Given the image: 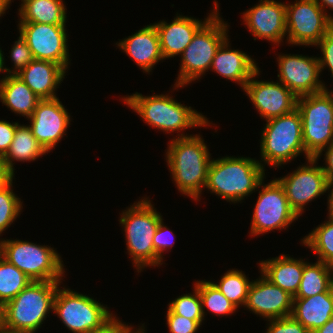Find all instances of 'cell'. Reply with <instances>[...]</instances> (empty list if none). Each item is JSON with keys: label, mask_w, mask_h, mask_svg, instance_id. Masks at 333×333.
<instances>
[{"label": "cell", "mask_w": 333, "mask_h": 333, "mask_svg": "<svg viewBox=\"0 0 333 333\" xmlns=\"http://www.w3.org/2000/svg\"><path fill=\"white\" fill-rule=\"evenodd\" d=\"M167 146L166 164L174 185L184 196L200 201L212 159L202 135L174 137Z\"/></svg>", "instance_id": "cell-1"}, {"label": "cell", "mask_w": 333, "mask_h": 333, "mask_svg": "<svg viewBox=\"0 0 333 333\" xmlns=\"http://www.w3.org/2000/svg\"><path fill=\"white\" fill-rule=\"evenodd\" d=\"M121 98L124 104L137 113L148 126L165 134L177 131L176 138L193 135L183 133L184 130L213 125V121L210 122L203 113L192 106L181 104L169 93L143 96L136 92Z\"/></svg>", "instance_id": "cell-2"}, {"label": "cell", "mask_w": 333, "mask_h": 333, "mask_svg": "<svg viewBox=\"0 0 333 333\" xmlns=\"http://www.w3.org/2000/svg\"><path fill=\"white\" fill-rule=\"evenodd\" d=\"M265 169L256 158L225 156L211 159L205 188L230 203H242L256 192Z\"/></svg>", "instance_id": "cell-3"}, {"label": "cell", "mask_w": 333, "mask_h": 333, "mask_svg": "<svg viewBox=\"0 0 333 333\" xmlns=\"http://www.w3.org/2000/svg\"><path fill=\"white\" fill-rule=\"evenodd\" d=\"M62 281H32L3 305L4 333H36L53 312L54 298Z\"/></svg>", "instance_id": "cell-4"}, {"label": "cell", "mask_w": 333, "mask_h": 333, "mask_svg": "<svg viewBox=\"0 0 333 333\" xmlns=\"http://www.w3.org/2000/svg\"><path fill=\"white\" fill-rule=\"evenodd\" d=\"M151 201L149 197H142L120 214L119 223L125 232L126 250L138 273L146 267L156 268L153 237L163 217Z\"/></svg>", "instance_id": "cell-5"}, {"label": "cell", "mask_w": 333, "mask_h": 333, "mask_svg": "<svg viewBox=\"0 0 333 333\" xmlns=\"http://www.w3.org/2000/svg\"><path fill=\"white\" fill-rule=\"evenodd\" d=\"M226 23L219 9L197 30L191 43L180 56V68L172 90L182 89L198 81L210 71L213 58L221 44L229 37Z\"/></svg>", "instance_id": "cell-6"}, {"label": "cell", "mask_w": 333, "mask_h": 333, "mask_svg": "<svg viewBox=\"0 0 333 333\" xmlns=\"http://www.w3.org/2000/svg\"><path fill=\"white\" fill-rule=\"evenodd\" d=\"M303 153L306 159L311 158L304 147L302 120L297 108L266 121L260 139L261 159L258 160L264 169L265 165L274 169L282 167Z\"/></svg>", "instance_id": "cell-7"}, {"label": "cell", "mask_w": 333, "mask_h": 333, "mask_svg": "<svg viewBox=\"0 0 333 333\" xmlns=\"http://www.w3.org/2000/svg\"><path fill=\"white\" fill-rule=\"evenodd\" d=\"M2 257L33 281H64L65 266L54 247L0 238Z\"/></svg>", "instance_id": "cell-8"}, {"label": "cell", "mask_w": 333, "mask_h": 333, "mask_svg": "<svg viewBox=\"0 0 333 333\" xmlns=\"http://www.w3.org/2000/svg\"><path fill=\"white\" fill-rule=\"evenodd\" d=\"M59 285L53 312L72 333H93L102 329L115 316L107 305L93 297ZM114 314V315H113Z\"/></svg>", "instance_id": "cell-9"}, {"label": "cell", "mask_w": 333, "mask_h": 333, "mask_svg": "<svg viewBox=\"0 0 333 333\" xmlns=\"http://www.w3.org/2000/svg\"><path fill=\"white\" fill-rule=\"evenodd\" d=\"M297 109L302 120V137L306 153L315 158L333 143V91L297 98Z\"/></svg>", "instance_id": "cell-10"}, {"label": "cell", "mask_w": 333, "mask_h": 333, "mask_svg": "<svg viewBox=\"0 0 333 333\" xmlns=\"http://www.w3.org/2000/svg\"><path fill=\"white\" fill-rule=\"evenodd\" d=\"M261 188V189H260ZM259 195L254 205L249 236L264 235L274 230H286L299 216L290 207L283 187L273 178L258 185Z\"/></svg>", "instance_id": "cell-11"}, {"label": "cell", "mask_w": 333, "mask_h": 333, "mask_svg": "<svg viewBox=\"0 0 333 333\" xmlns=\"http://www.w3.org/2000/svg\"><path fill=\"white\" fill-rule=\"evenodd\" d=\"M286 42L292 46H316L333 22L315 0L286 3Z\"/></svg>", "instance_id": "cell-12"}, {"label": "cell", "mask_w": 333, "mask_h": 333, "mask_svg": "<svg viewBox=\"0 0 333 333\" xmlns=\"http://www.w3.org/2000/svg\"><path fill=\"white\" fill-rule=\"evenodd\" d=\"M306 162L292 173L275 178L283 187L290 207L299 217L302 216L304 207L309 202L327 192L329 183L316 158L311 157L306 159Z\"/></svg>", "instance_id": "cell-13"}, {"label": "cell", "mask_w": 333, "mask_h": 333, "mask_svg": "<svg viewBox=\"0 0 333 333\" xmlns=\"http://www.w3.org/2000/svg\"><path fill=\"white\" fill-rule=\"evenodd\" d=\"M17 28L34 59L57 63L69 70L71 60L66 25L18 23Z\"/></svg>", "instance_id": "cell-14"}, {"label": "cell", "mask_w": 333, "mask_h": 333, "mask_svg": "<svg viewBox=\"0 0 333 333\" xmlns=\"http://www.w3.org/2000/svg\"><path fill=\"white\" fill-rule=\"evenodd\" d=\"M278 79L297 97L315 94L328 89L320 80L317 56L302 54H277Z\"/></svg>", "instance_id": "cell-15"}, {"label": "cell", "mask_w": 333, "mask_h": 333, "mask_svg": "<svg viewBox=\"0 0 333 333\" xmlns=\"http://www.w3.org/2000/svg\"><path fill=\"white\" fill-rule=\"evenodd\" d=\"M69 112L59 97L40 99L33 114L27 119L32 134L43 149L50 153L67 134L71 125Z\"/></svg>", "instance_id": "cell-16"}, {"label": "cell", "mask_w": 333, "mask_h": 333, "mask_svg": "<svg viewBox=\"0 0 333 333\" xmlns=\"http://www.w3.org/2000/svg\"><path fill=\"white\" fill-rule=\"evenodd\" d=\"M260 72L259 68L243 89L260 117L267 121L296 109L298 97L278 79L277 82L254 79H259Z\"/></svg>", "instance_id": "cell-17"}, {"label": "cell", "mask_w": 333, "mask_h": 333, "mask_svg": "<svg viewBox=\"0 0 333 333\" xmlns=\"http://www.w3.org/2000/svg\"><path fill=\"white\" fill-rule=\"evenodd\" d=\"M258 2L260 3L242 13L243 24L254 36V40H267L279 47L287 36L286 3L275 0Z\"/></svg>", "instance_id": "cell-18"}, {"label": "cell", "mask_w": 333, "mask_h": 333, "mask_svg": "<svg viewBox=\"0 0 333 333\" xmlns=\"http://www.w3.org/2000/svg\"><path fill=\"white\" fill-rule=\"evenodd\" d=\"M292 305L293 296L261 274L252 280L244 307L263 320H269L291 316Z\"/></svg>", "instance_id": "cell-19"}, {"label": "cell", "mask_w": 333, "mask_h": 333, "mask_svg": "<svg viewBox=\"0 0 333 333\" xmlns=\"http://www.w3.org/2000/svg\"><path fill=\"white\" fill-rule=\"evenodd\" d=\"M214 5L212 6L214 9L209 15L204 18L205 20H199L193 17L184 16L176 14L174 16V20L172 22L167 21H159L153 23L157 29L161 52L164 60L169 58H174L179 55L180 57L186 47L191 43L194 34L197 30L218 10L219 3L214 0Z\"/></svg>", "instance_id": "cell-20"}, {"label": "cell", "mask_w": 333, "mask_h": 333, "mask_svg": "<svg viewBox=\"0 0 333 333\" xmlns=\"http://www.w3.org/2000/svg\"><path fill=\"white\" fill-rule=\"evenodd\" d=\"M115 45L128 55L144 73L153 72L154 66L163 61L159 35L154 24H149Z\"/></svg>", "instance_id": "cell-21"}, {"label": "cell", "mask_w": 333, "mask_h": 333, "mask_svg": "<svg viewBox=\"0 0 333 333\" xmlns=\"http://www.w3.org/2000/svg\"><path fill=\"white\" fill-rule=\"evenodd\" d=\"M227 38L218 48L210 70L220 77L240 85L243 90L251 76L259 69L254 58L239 49H231Z\"/></svg>", "instance_id": "cell-22"}, {"label": "cell", "mask_w": 333, "mask_h": 333, "mask_svg": "<svg viewBox=\"0 0 333 333\" xmlns=\"http://www.w3.org/2000/svg\"><path fill=\"white\" fill-rule=\"evenodd\" d=\"M66 70L59 64L34 59L17 76L39 99L58 97L56 92L66 76Z\"/></svg>", "instance_id": "cell-23"}, {"label": "cell", "mask_w": 333, "mask_h": 333, "mask_svg": "<svg viewBox=\"0 0 333 333\" xmlns=\"http://www.w3.org/2000/svg\"><path fill=\"white\" fill-rule=\"evenodd\" d=\"M306 263L303 258L296 259L289 254H281L275 258L259 261L258 267L260 274L294 297L298 292Z\"/></svg>", "instance_id": "cell-24"}, {"label": "cell", "mask_w": 333, "mask_h": 333, "mask_svg": "<svg viewBox=\"0 0 333 333\" xmlns=\"http://www.w3.org/2000/svg\"><path fill=\"white\" fill-rule=\"evenodd\" d=\"M291 316L310 333L321 328L333 317V287L308 298H293Z\"/></svg>", "instance_id": "cell-25"}, {"label": "cell", "mask_w": 333, "mask_h": 333, "mask_svg": "<svg viewBox=\"0 0 333 333\" xmlns=\"http://www.w3.org/2000/svg\"><path fill=\"white\" fill-rule=\"evenodd\" d=\"M39 100L17 75H3L0 79V101L14 114L28 119Z\"/></svg>", "instance_id": "cell-26"}, {"label": "cell", "mask_w": 333, "mask_h": 333, "mask_svg": "<svg viewBox=\"0 0 333 333\" xmlns=\"http://www.w3.org/2000/svg\"><path fill=\"white\" fill-rule=\"evenodd\" d=\"M48 153L38 143L30 127L19 123L7 153L1 158L7 170L15 176V162H33ZM15 161V162H14Z\"/></svg>", "instance_id": "cell-27"}, {"label": "cell", "mask_w": 333, "mask_h": 333, "mask_svg": "<svg viewBox=\"0 0 333 333\" xmlns=\"http://www.w3.org/2000/svg\"><path fill=\"white\" fill-rule=\"evenodd\" d=\"M19 6V23H67V8L63 0H26Z\"/></svg>", "instance_id": "cell-28"}, {"label": "cell", "mask_w": 333, "mask_h": 333, "mask_svg": "<svg viewBox=\"0 0 333 333\" xmlns=\"http://www.w3.org/2000/svg\"><path fill=\"white\" fill-rule=\"evenodd\" d=\"M315 262L304 265L300 286L293 298H308L333 287V266L318 260Z\"/></svg>", "instance_id": "cell-29"}, {"label": "cell", "mask_w": 333, "mask_h": 333, "mask_svg": "<svg viewBox=\"0 0 333 333\" xmlns=\"http://www.w3.org/2000/svg\"><path fill=\"white\" fill-rule=\"evenodd\" d=\"M313 228L301 239L302 246L309 248L317 255V260L333 266V219Z\"/></svg>", "instance_id": "cell-30"}, {"label": "cell", "mask_w": 333, "mask_h": 333, "mask_svg": "<svg viewBox=\"0 0 333 333\" xmlns=\"http://www.w3.org/2000/svg\"><path fill=\"white\" fill-rule=\"evenodd\" d=\"M219 291L238 309L244 307L249 287L252 283L242 270L232 268L225 272L217 282L211 281Z\"/></svg>", "instance_id": "cell-31"}, {"label": "cell", "mask_w": 333, "mask_h": 333, "mask_svg": "<svg viewBox=\"0 0 333 333\" xmlns=\"http://www.w3.org/2000/svg\"><path fill=\"white\" fill-rule=\"evenodd\" d=\"M194 286L200 293L204 318L207 316L205 310L218 317L231 316L238 311V308L210 280H196Z\"/></svg>", "instance_id": "cell-32"}, {"label": "cell", "mask_w": 333, "mask_h": 333, "mask_svg": "<svg viewBox=\"0 0 333 333\" xmlns=\"http://www.w3.org/2000/svg\"><path fill=\"white\" fill-rule=\"evenodd\" d=\"M33 280L10 264L5 258L0 259V303L4 305L16 297Z\"/></svg>", "instance_id": "cell-33"}, {"label": "cell", "mask_w": 333, "mask_h": 333, "mask_svg": "<svg viewBox=\"0 0 333 333\" xmlns=\"http://www.w3.org/2000/svg\"><path fill=\"white\" fill-rule=\"evenodd\" d=\"M14 179L15 176L0 188V236L21 215L23 209L21 198L12 189Z\"/></svg>", "instance_id": "cell-34"}, {"label": "cell", "mask_w": 333, "mask_h": 333, "mask_svg": "<svg viewBox=\"0 0 333 333\" xmlns=\"http://www.w3.org/2000/svg\"><path fill=\"white\" fill-rule=\"evenodd\" d=\"M192 293L183 294L168 303V308L177 315L197 321L201 326L204 315L199 290L193 286Z\"/></svg>", "instance_id": "cell-35"}, {"label": "cell", "mask_w": 333, "mask_h": 333, "mask_svg": "<svg viewBox=\"0 0 333 333\" xmlns=\"http://www.w3.org/2000/svg\"><path fill=\"white\" fill-rule=\"evenodd\" d=\"M17 39L18 40L14 42V45H12V48L9 51V58L11 62H13L12 64H14L11 69L5 66L4 52L2 51V48H0L2 72L7 73L3 75H17L34 60L33 54L28 47L26 40L20 35V33Z\"/></svg>", "instance_id": "cell-36"}, {"label": "cell", "mask_w": 333, "mask_h": 333, "mask_svg": "<svg viewBox=\"0 0 333 333\" xmlns=\"http://www.w3.org/2000/svg\"><path fill=\"white\" fill-rule=\"evenodd\" d=\"M164 219H162L159 222V225L155 231L154 237H153V246L154 251L156 252V266L159 267L162 265L165 261L163 254L164 252H168L170 248L173 247L175 238L173 235V231L170 230L163 222ZM171 234V235H170Z\"/></svg>", "instance_id": "cell-37"}, {"label": "cell", "mask_w": 333, "mask_h": 333, "mask_svg": "<svg viewBox=\"0 0 333 333\" xmlns=\"http://www.w3.org/2000/svg\"><path fill=\"white\" fill-rule=\"evenodd\" d=\"M166 322L170 333H196L201 327L197 321L174 314L169 308L166 312Z\"/></svg>", "instance_id": "cell-38"}, {"label": "cell", "mask_w": 333, "mask_h": 333, "mask_svg": "<svg viewBox=\"0 0 333 333\" xmlns=\"http://www.w3.org/2000/svg\"><path fill=\"white\" fill-rule=\"evenodd\" d=\"M269 322L265 333H310L299 321L292 316L279 319L265 320Z\"/></svg>", "instance_id": "cell-39"}, {"label": "cell", "mask_w": 333, "mask_h": 333, "mask_svg": "<svg viewBox=\"0 0 333 333\" xmlns=\"http://www.w3.org/2000/svg\"><path fill=\"white\" fill-rule=\"evenodd\" d=\"M315 47L319 48L320 52H322L321 57H318L321 73L327 67L328 71L330 70L331 72V77H333V27Z\"/></svg>", "instance_id": "cell-40"}, {"label": "cell", "mask_w": 333, "mask_h": 333, "mask_svg": "<svg viewBox=\"0 0 333 333\" xmlns=\"http://www.w3.org/2000/svg\"><path fill=\"white\" fill-rule=\"evenodd\" d=\"M19 122L0 120V158L8 151Z\"/></svg>", "instance_id": "cell-41"}, {"label": "cell", "mask_w": 333, "mask_h": 333, "mask_svg": "<svg viewBox=\"0 0 333 333\" xmlns=\"http://www.w3.org/2000/svg\"><path fill=\"white\" fill-rule=\"evenodd\" d=\"M143 323L141 326L135 327L122 322L118 317H114L109 321L102 329H99L93 333H140L145 327Z\"/></svg>", "instance_id": "cell-42"}, {"label": "cell", "mask_w": 333, "mask_h": 333, "mask_svg": "<svg viewBox=\"0 0 333 333\" xmlns=\"http://www.w3.org/2000/svg\"><path fill=\"white\" fill-rule=\"evenodd\" d=\"M325 153H324V152ZM324 153V154H323ZM324 155L323 158L325 161V166L323 164L322 169L327 176L328 181H333V143L329 145L327 148H324L315 158L319 161L321 156Z\"/></svg>", "instance_id": "cell-43"}, {"label": "cell", "mask_w": 333, "mask_h": 333, "mask_svg": "<svg viewBox=\"0 0 333 333\" xmlns=\"http://www.w3.org/2000/svg\"><path fill=\"white\" fill-rule=\"evenodd\" d=\"M12 177L13 175L7 170L5 164L0 158V188L4 186Z\"/></svg>", "instance_id": "cell-44"}, {"label": "cell", "mask_w": 333, "mask_h": 333, "mask_svg": "<svg viewBox=\"0 0 333 333\" xmlns=\"http://www.w3.org/2000/svg\"><path fill=\"white\" fill-rule=\"evenodd\" d=\"M328 192V201H327V210H328V216L327 217H329V218H332L333 219V181H330L329 183H328V190H327ZM330 192V193H329Z\"/></svg>", "instance_id": "cell-45"}, {"label": "cell", "mask_w": 333, "mask_h": 333, "mask_svg": "<svg viewBox=\"0 0 333 333\" xmlns=\"http://www.w3.org/2000/svg\"><path fill=\"white\" fill-rule=\"evenodd\" d=\"M316 3L326 12L329 19L333 22V16L328 12L327 9L333 10V0H315Z\"/></svg>", "instance_id": "cell-46"}, {"label": "cell", "mask_w": 333, "mask_h": 333, "mask_svg": "<svg viewBox=\"0 0 333 333\" xmlns=\"http://www.w3.org/2000/svg\"><path fill=\"white\" fill-rule=\"evenodd\" d=\"M312 333H333V317Z\"/></svg>", "instance_id": "cell-47"}, {"label": "cell", "mask_w": 333, "mask_h": 333, "mask_svg": "<svg viewBox=\"0 0 333 333\" xmlns=\"http://www.w3.org/2000/svg\"><path fill=\"white\" fill-rule=\"evenodd\" d=\"M9 8L10 6L8 0H0V17H3V15L6 13V10Z\"/></svg>", "instance_id": "cell-48"}, {"label": "cell", "mask_w": 333, "mask_h": 333, "mask_svg": "<svg viewBox=\"0 0 333 333\" xmlns=\"http://www.w3.org/2000/svg\"><path fill=\"white\" fill-rule=\"evenodd\" d=\"M0 333H4L3 328V305L0 303Z\"/></svg>", "instance_id": "cell-49"}, {"label": "cell", "mask_w": 333, "mask_h": 333, "mask_svg": "<svg viewBox=\"0 0 333 333\" xmlns=\"http://www.w3.org/2000/svg\"><path fill=\"white\" fill-rule=\"evenodd\" d=\"M26 0H21V4L23 3V2H25ZM8 2H9V6L11 5V2H13V0H8Z\"/></svg>", "instance_id": "cell-50"}, {"label": "cell", "mask_w": 333, "mask_h": 333, "mask_svg": "<svg viewBox=\"0 0 333 333\" xmlns=\"http://www.w3.org/2000/svg\"><path fill=\"white\" fill-rule=\"evenodd\" d=\"M0 73H2V68H1V52H0Z\"/></svg>", "instance_id": "cell-51"}, {"label": "cell", "mask_w": 333, "mask_h": 333, "mask_svg": "<svg viewBox=\"0 0 333 333\" xmlns=\"http://www.w3.org/2000/svg\"><path fill=\"white\" fill-rule=\"evenodd\" d=\"M2 257V247H1V244H0V259Z\"/></svg>", "instance_id": "cell-52"}, {"label": "cell", "mask_w": 333, "mask_h": 333, "mask_svg": "<svg viewBox=\"0 0 333 333\" xmlns=\"http://www.w3.org/2000/svg\"><path fill=\"white\" fill-rule=\"evenodd\" d=\"M147 329L145 330V328L140 332V333H146Z\"/></svg>", "instance_id": "cell-53"}]
</instances>
